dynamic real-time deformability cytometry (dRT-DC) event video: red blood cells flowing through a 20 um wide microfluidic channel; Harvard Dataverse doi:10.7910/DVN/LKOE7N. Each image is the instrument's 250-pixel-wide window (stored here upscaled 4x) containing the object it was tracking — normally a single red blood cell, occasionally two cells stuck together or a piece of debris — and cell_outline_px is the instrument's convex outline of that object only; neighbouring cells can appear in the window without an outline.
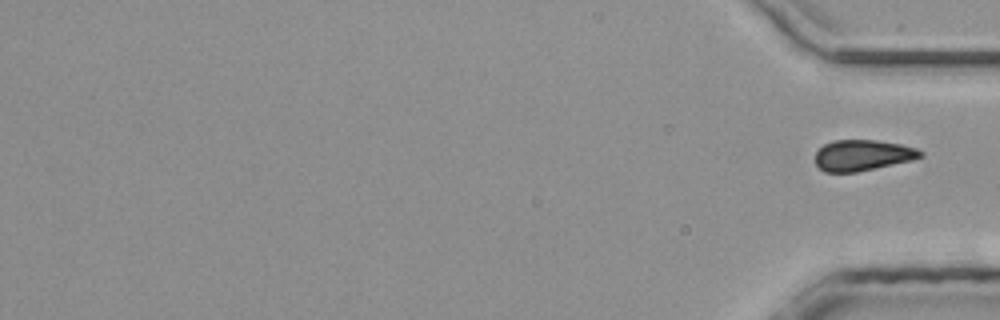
{"species": "common noctule bat (a hibernating species)", "species_latin": "Nyctalus noctula", "temperature_condition": "room temperature", "stored_images_in_passage": 29, "segment_of_instrument_passage": [2, 2], "camera_frame_rate_fps": 3000, "um_per_image_px": 0.085, "animal": {"sex": "male", "body_mass_g": 20.4}, "frame": {"image": 1, "passage_image": 29, "time_ms": 9.333, "image_size_px": [1000, 320], "cell_outline_px": [[924, 156], [912, 160], [856, 172], [824, 172], [816, 164], [816, 152], [824, 144], [832, 140], [876, 140], [900, 144], [916, 148], [924, 152]], "centroid_in_image_um": [73.33, 13.19], "position_along_channel_um": 361.9, "area_um2": 18.9}}